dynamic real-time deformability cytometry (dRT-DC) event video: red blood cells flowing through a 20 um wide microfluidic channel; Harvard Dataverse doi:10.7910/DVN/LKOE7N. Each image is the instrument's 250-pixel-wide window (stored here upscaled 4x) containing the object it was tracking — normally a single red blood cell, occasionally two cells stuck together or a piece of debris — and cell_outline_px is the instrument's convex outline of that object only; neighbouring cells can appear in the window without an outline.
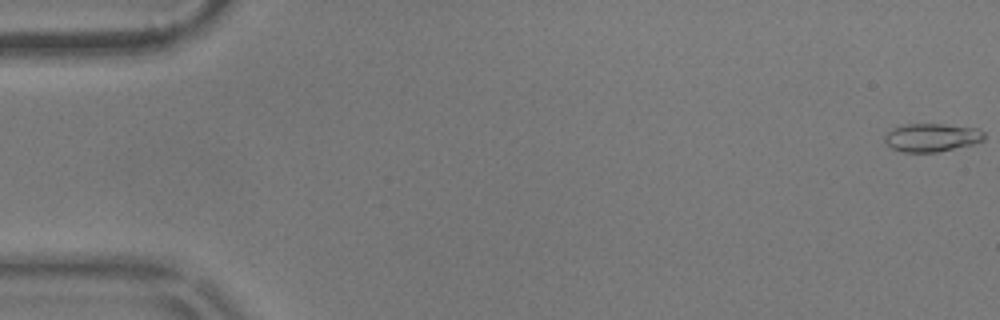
{"species": "common noctule bat (a hibernating species)", "species_latin": "Nyctalus noctula", "temperature_condition": "warm", "stored_images_in_passage": 11, "camera_frame_rate_fps": 3000, "um_per_image_px": 0.085, "animal": {"sex": "male", "body_mass_g": 17.9}, "frame": {"image": 1, "passage_image": 1, "time_ms": 0.0, "image_size_px": [1000, 320], "cell_outline_px": [[984, 140], [972, 144], [936, 152], [904, 152], [892, 148], [884, 140], [884, 136], [892, 128], [908, 124], [944, 124], [976, 128], [984, 132]], "centroid_in_image_um": [79.19, 11.68], "position_along_channel_um": 5.8, "area_um2": 16.18}}